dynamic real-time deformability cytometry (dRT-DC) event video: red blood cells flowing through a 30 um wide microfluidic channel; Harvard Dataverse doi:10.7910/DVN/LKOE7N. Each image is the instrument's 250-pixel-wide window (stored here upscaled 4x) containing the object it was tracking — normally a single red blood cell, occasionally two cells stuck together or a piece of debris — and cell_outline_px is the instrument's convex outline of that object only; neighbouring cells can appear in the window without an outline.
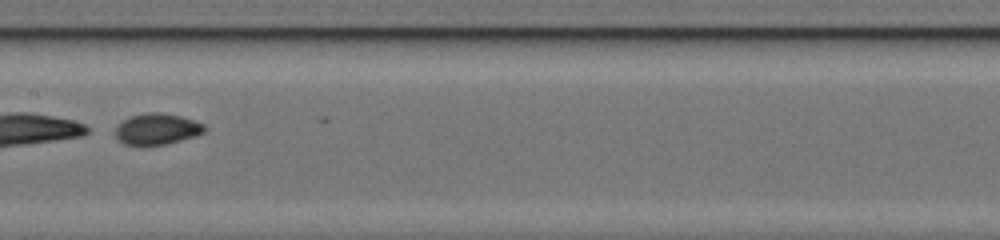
{"species": "common noctule bat (a hibernating species)", "species_latin": "Nyctalus noctula", "temperature_condition": "cold", "stored_images_in_passage": 39, "camera_frame_rate_fps": 3000, "um_per_image_px": 0.085, "animal": {"sex": "female", "body_mass_g": 17.0, "forearm_length_mm": 48.0}, "frame": {"image": 1, "passage_image": 16, "time_ms": 5.0, "image_size_px": [1000, 240], "cell_outline_px": [[208, 128], [204, 132], [196, 136], [164, 144], [124, 144], [116, 136], [116, 128], [124, 120], [132, 116], [148, 112], [160, 112], [180, 116], [204, 124]], "centroid_in_image_um": [13.39, 10.95], "position_along_channel_um": 194.0, "area_um2": 15.78}}
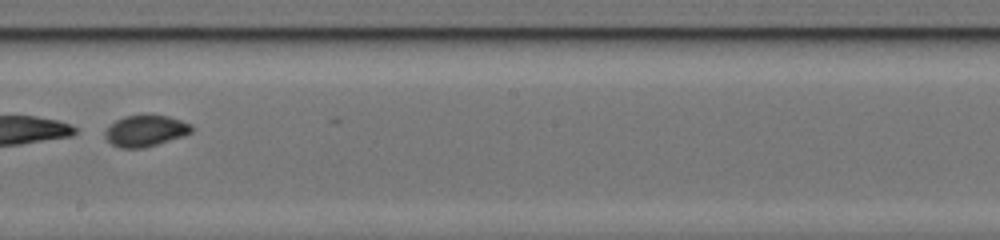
{"frame": {"image": 2, "passage_image": 19, "time_ms": 6.0, "image_size_px": [1000, 240], "cell_outline_px": [[192, 132], [184, 136], [144, 148], [120, 148], [112, 144], [104, 136], [104, 132], [116, 120], [124, 116], [148, 112], [168, 116], [192, 124]], "centroid_in_image_um": [12.38, 11.08], "position_along_channel_um": 235.8, "area_um2": 16.18}, "authors_computed_cell_mechanics": {"area_um2": 16.5886, "velocity_mm_per_s": 4.1796, "shape_relaxation_time_tau1_ms": 0.3756, "shape_relaxation_time_tau2_ms": null, "deformation_change_tau1": 0.4592, "deformation_change_tau2": null}}